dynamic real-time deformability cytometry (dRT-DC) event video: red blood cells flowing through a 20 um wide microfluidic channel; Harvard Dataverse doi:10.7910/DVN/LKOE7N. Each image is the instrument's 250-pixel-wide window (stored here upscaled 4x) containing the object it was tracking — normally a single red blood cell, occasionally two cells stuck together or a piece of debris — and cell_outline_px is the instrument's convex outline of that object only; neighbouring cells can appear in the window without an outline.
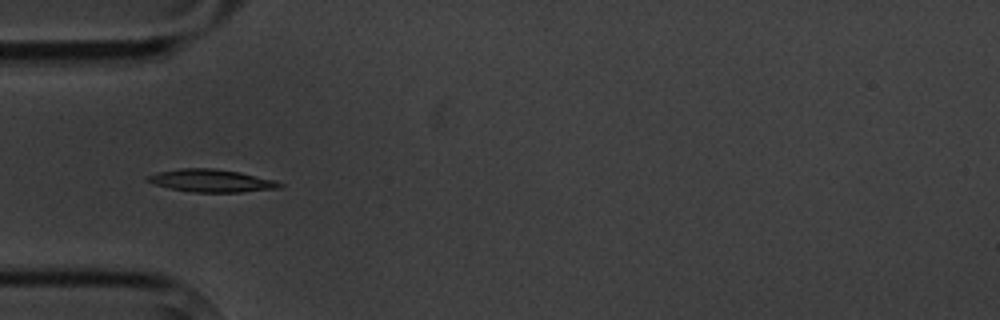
{"species": "common noctule bat (a hibernating species)", "species_latin": "Nyctalus noctula", "temperature_condition": "cold", "stored_images_in_passage": 7, "camera_frame_rate_fps": 3000, "um_per_image_px": 0.085, "animal": {"sex": "male", "body_mass_g": 20.1, "forearm_length_mm": 53.5}, "frame": {"image": 1, "passage_image": 6, "time_ms": 5.667, "image_size_px": [1000, 320], "cell_outline_px": [[284, 184], [280, 188], [240, 192], [192, 192], [172, 188], [156, 184], [144, 180], [144, 176], [160, 172], [180, 168], [212, 168], [240, 172], [276, 180]], "centroid_in_image_um": [17.99, 15.35], "position_along_channel_um": 67.0, "area_um2": 17.4}}
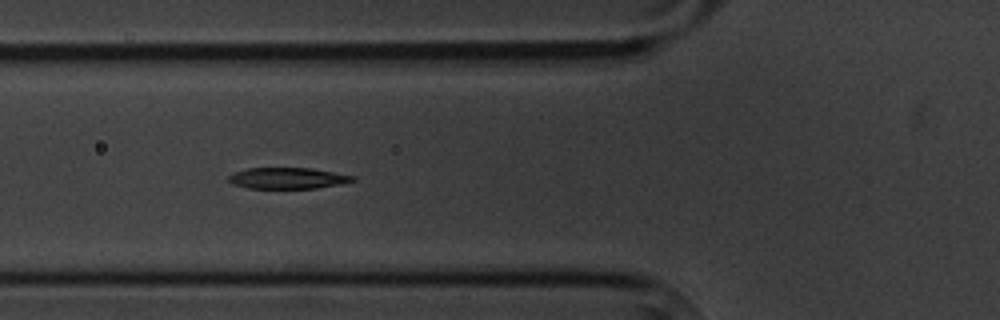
{"frame": {"image": 2, "passage_image": 7, "time_ms": 6.667, "image_size_px": [1000, 320], "cell_outline_px": [[356, 180], [340, 184], [316, 188], [248, 188], [232, 184], [228, 180], [228, 176], [232, 172], [248, 168], [312, 168], [356, 176]], "centroid_in_image_um": [24.44, 15.14], "position_along_channel_um": 101.4, "area_um2": 15.37}}